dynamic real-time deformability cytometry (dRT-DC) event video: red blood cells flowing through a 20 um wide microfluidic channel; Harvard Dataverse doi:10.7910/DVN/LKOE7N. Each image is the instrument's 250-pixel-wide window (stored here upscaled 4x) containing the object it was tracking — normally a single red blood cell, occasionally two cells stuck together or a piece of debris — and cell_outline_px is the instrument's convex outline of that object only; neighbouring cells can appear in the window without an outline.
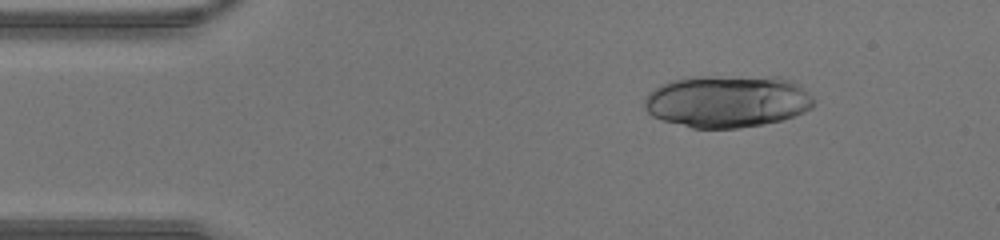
{"species": "human", "species_latin": "Homo sapiens", "temperature_condition": "warm", "stored_images_in_passage": 44, "camera_frame_rate_fps": 3000, "um_per_image_px": 0.085, "donor": {"sex": "male"}, "frame": {"image": 1, "passage_image": 6, "time_ms": 1.667, "image_size_px": [1000, 240], "cell_outline_px": [[812, 108], [804, 112], [784, 120], [764, 124], [740, 128], [692, 128], [660, 120], [652, 116], [644, 108], [644, 100], [648, 92], [660, 84], [672, 80], [696, 76], [772, 76], [792, 80], [800, 84], [812, 96]], "centroid_in_image_um": [61.81, 8.6], "position_along_channel_um": 23.2, "area_um2": 52.37}}
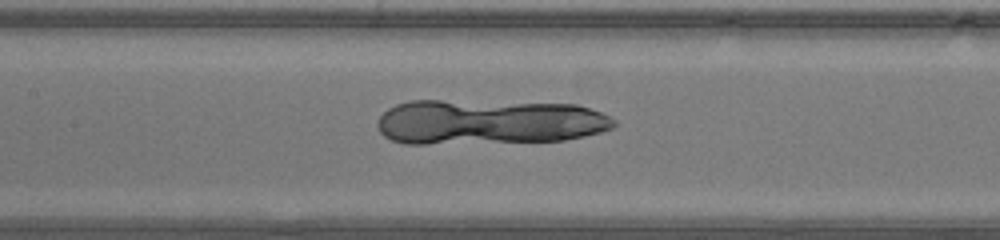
{"frame": {"image": 2, "passage_image": 20, "time_ms": 6.333, "image_size_px": [1000, 240], "cell_outline_px": [[616, 124], [612, 128], [600, 132], [584, 136], [564, 140], [424, 144], [404, 144], [392, 140], [384, 136], [380, 132], [376, 124], [380, 116], [388, 108], [396, 104], [408, 100], [440, 100], [576, 104], [600, 112], [616, 120]], "centroid_in_image_um": [41.5, 10.36], "position_along_channel_um": 165.9, "area_um2": 62.25}}
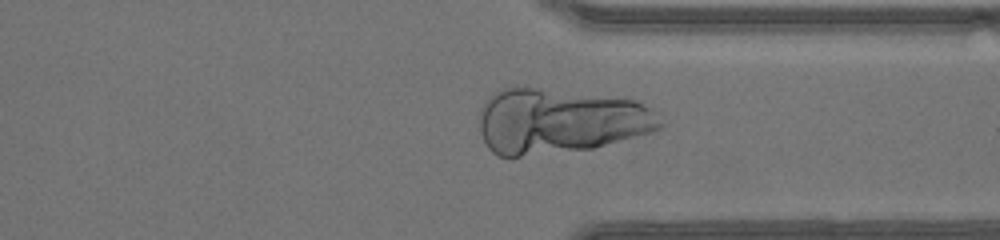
{"frame": {"image": 3, "passage_image": 33, "time_ms": 10.667, "image_size_px": [1000, 240], "cell_outline_px": [[664, 128], [652, 132], [592, 148], [520, 156], [500, 156], [492, 152], [488, 148], [480, 132], [480, 108], [484, 100], [492, 92], [500, 88], [516, 84], [636, 100], [652, 108]], "centroid_in_image_um": [47.52, 10.24], "position_along_channel_um": 363.9, "area_um2": 69.19}}